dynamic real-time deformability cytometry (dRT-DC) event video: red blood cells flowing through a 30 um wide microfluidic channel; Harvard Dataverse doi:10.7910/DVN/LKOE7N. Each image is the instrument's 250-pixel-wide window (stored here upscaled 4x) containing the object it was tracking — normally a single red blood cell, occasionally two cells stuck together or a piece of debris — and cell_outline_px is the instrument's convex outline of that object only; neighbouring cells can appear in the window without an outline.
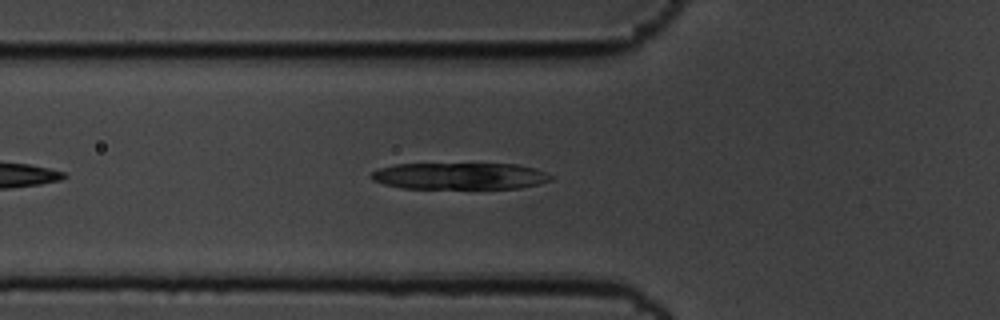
{"species": "common noctule bat (a hibernating species)", "species_latin": "Nyctalus noctula", "temperature_condition": "cold", "stored_images_in_passage": 40, "camera_frame_rate_fps": 3000, "um_per_image_px": 0.085, "animal": {"sex": "male", "body_mass_g": 19.5, "forearm_length_mm": 54.6}, "frame": {"image": 1, "passage_image": 8, "time_ms": 2.333, "image_size_px": [1000, 320], "cell_outline_px": [[552, 180], [520, 188], [404, 188], [384, 184], [372, 180], [368, 176], [372, 172], [380, 168], [392, 164], [516, 164], [536, 168], [552, 176]], "centroid_in_image_um": [39.05, 14.96], "position_along_channel_um": 86.8, "area_um2": 27.86}}
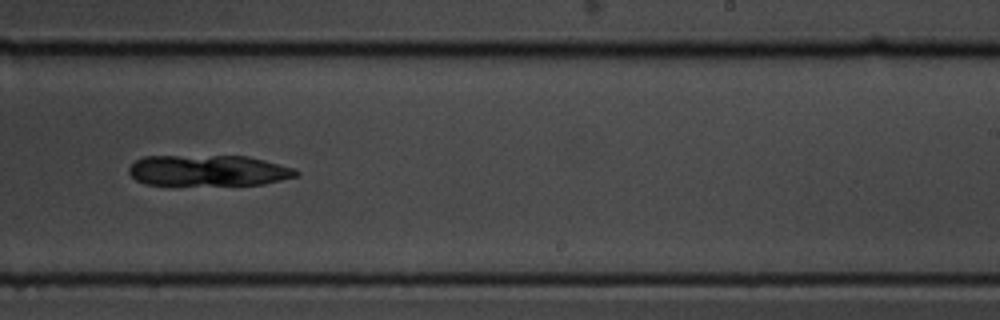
{"frame": {"image": 2, "passage_image": 24, "time_ms": 7.667, "image_size_px": [1000, 320], "cell_outline_px": [[300, 176], [264, 184], [172, 188], [144, 184], [136, 180], [128, 172], [128, 168], [136, 160], [144, 156], [248, 156], [296, 168], [300, 172]], "centroid_in_image_um": [17.68, 14.55], "position_along_channel_um": 271.3, "area_um2": 31.85}}
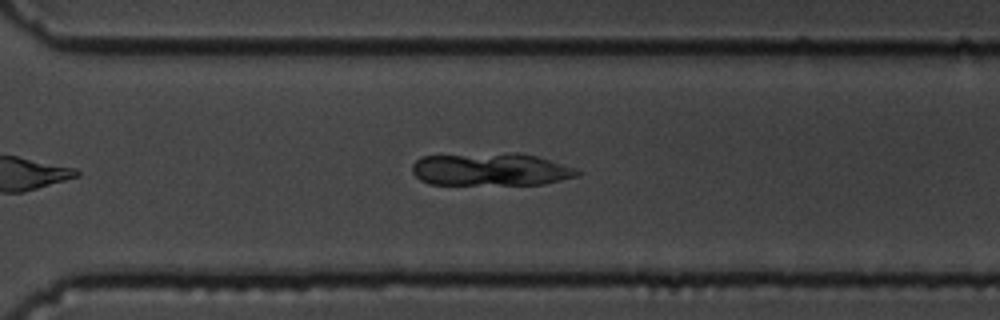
{"frame": {"image": 3, "passage_image": 29, "time_ms": 9.333, "image_size_px": [1000, 320], "cell_outline_px": [[580, 172], [576, 176], [544, 184], [428, 184], [420, 180], [412, 172], [412, 164], [420, 156], [508, 152], [516, 152], [536, 156], [576, 168]], "centroid_in_image_um": [41.67, 14.39], "position_along_channel_um": 328.9, "area_um2": 31.62}}